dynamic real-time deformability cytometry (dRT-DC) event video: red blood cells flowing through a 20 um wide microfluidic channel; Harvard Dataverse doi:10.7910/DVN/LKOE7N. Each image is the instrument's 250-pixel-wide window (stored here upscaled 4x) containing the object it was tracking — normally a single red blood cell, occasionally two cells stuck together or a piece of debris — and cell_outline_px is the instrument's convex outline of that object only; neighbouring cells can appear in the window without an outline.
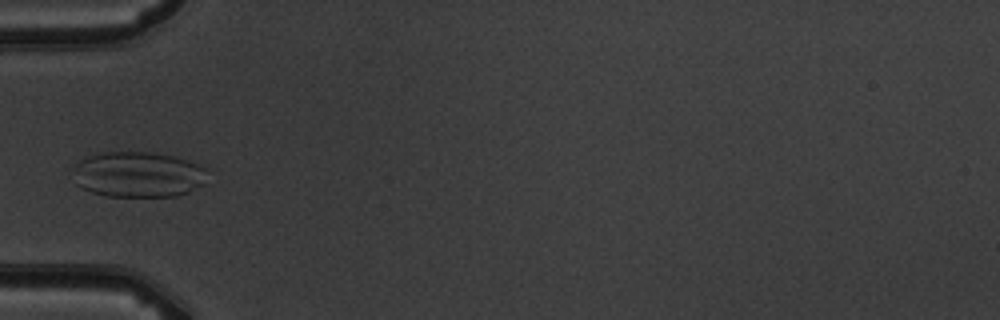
{"species": "common noctule bat (a hibernating species)", "species_latin": "Nyctalus noctula", "temperature_condition": "warm", "stored_images_in_passage": 4, "camera_frame_rate_fps": 3000, "um_per_image_px": 0.085, "animal": {"sex": "male", "body_mass_g": 19.5, "forearm_length_mm": 54.6}, "frame": {"image": 1, "passage_image": 4, "time_ms": 3.667, "image_size_px": [1000, 320], "cell_outline_px": [[204, 184], [188, 192], [176, 196], [108, 196], [92, 192], [80, 188], [76, 184], [76, 160], [84, 156], [104, 152], [152, 152], [172, 156], [196, 164], [204, 168]], "centroid_in_image_um": [11.69, 14.83], "position_along_channel_um": 73.3, "area_um2": 35.43}}